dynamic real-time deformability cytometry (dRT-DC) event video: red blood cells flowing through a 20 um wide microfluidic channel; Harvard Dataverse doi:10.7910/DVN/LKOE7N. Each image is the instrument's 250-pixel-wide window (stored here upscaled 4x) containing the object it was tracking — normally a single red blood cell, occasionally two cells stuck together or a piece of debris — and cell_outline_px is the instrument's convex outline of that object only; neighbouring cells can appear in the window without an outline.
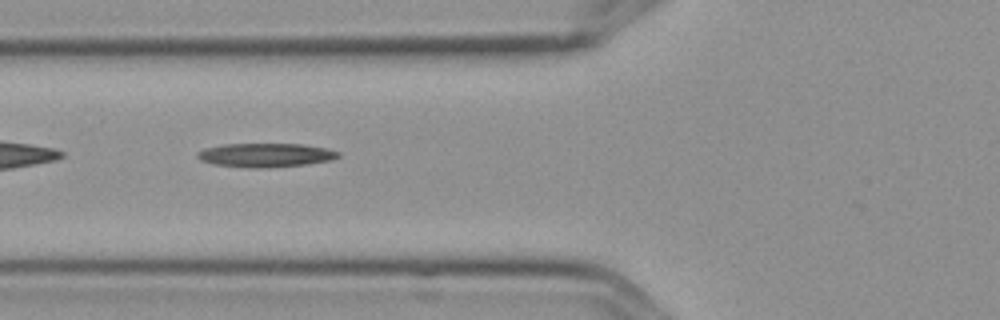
{"species": "Egyptian fruit bat (a non-hibernating species)", "species_latin": "Rousettus aegyptiacus", "temperature_condition": "cold", "stored_images_in_passage": 5, "camera_frame_rate_fps": 3000, "um_per_image_px": 0.085, "frame": {"image": 1, "passage_image": 4, "time_ms": 1.0, "image_size_px": [1000, 320], "cell_outline_px": [[340, 156], [332, 160], [304, 164], [260, 168], [248, 168], [212, 164], [200, 160], [196, 156], [196, 152], [204, 148], [224, 144], [300, 144], [328, 148], [340, 152]], "centroid_in_image_um": [22.54, 13.18], "position_along_channel_um": 103.3, "area_um2": 19.65}}
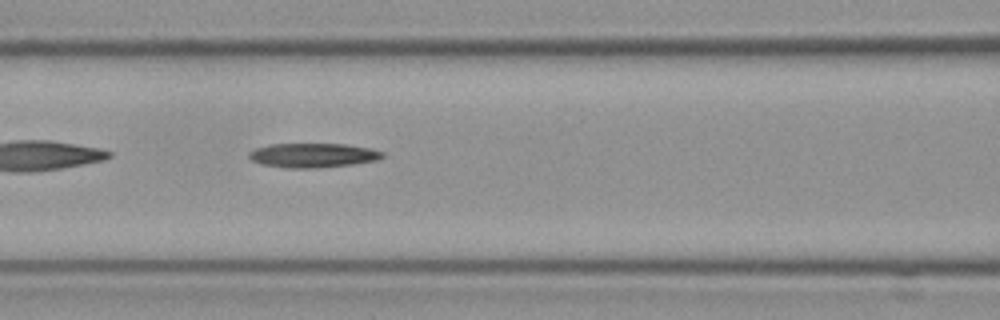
{"frame": {"image": 2, "passage_image": 5, "time_ms": 1.333, "image_size_px": [1000, 320], "cell_outline_px": [[384, 156], [376, 160], [352, 164], [316, 168], [288, 168], [260, 164], [252, 160], [248, 156], [248, 152], [256, 148], [268, 144], [344, 144], [372, 148], [384, 152]], "centroid_in_image_um": [26.58, 13.2], "position_along_channel_um": 140.0, "area_um2": 18.96}}